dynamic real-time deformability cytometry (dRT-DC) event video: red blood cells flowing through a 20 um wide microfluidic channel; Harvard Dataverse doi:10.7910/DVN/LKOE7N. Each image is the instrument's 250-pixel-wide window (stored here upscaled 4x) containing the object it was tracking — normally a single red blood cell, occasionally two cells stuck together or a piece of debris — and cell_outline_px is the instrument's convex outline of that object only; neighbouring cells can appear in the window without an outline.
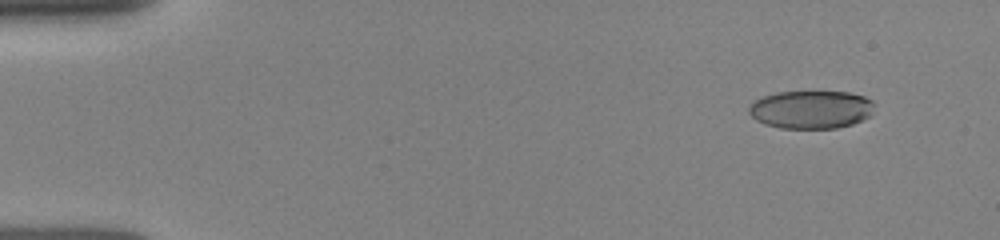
{"species": "human", "species_latin": "Homo sapiens", "temperature_condition": "room temperature", "stored_images_in_passage": 31, "camera_frame_rate_fps": 3000, "um_per_image_px": 0.085, "donor": {"sex": "female"}, "frame": {"image": 1, "passage_image": 8, "time_ms": 1.333, "image_size_px": [1000, 240], "cell_outline_px": [[876, 104], [868, 116], [852, 124], [836, 128], [780, 128], [764, 124], [756, 120], [748, 112], [748, 104], [764, 96], [776, 92], [848, 92], [864, 96], [872, 100]], "centroid_in_image_um": [68.92, 9.31], "position_along_channel_um": 16.1, "area_um2": 27.86}}
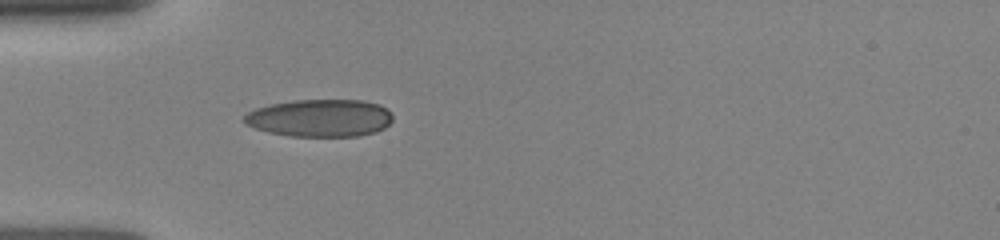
{"frame": {"image": 2, "passage_image": 29, "time_ms": 5.0, "image_size_px": [1000, 240], "cell_outline_px": [[392, 120], [384, 128], [376, 132], [356, 136], [288, 136], [268, 132], [256, 128], [240, 120], [248, 112], [256, 108], [272, 104], [292, 100], [364, 100], [380, 104], [388, 108], [392, 112]], "centroid_in_image_um": [27.23, 10.02], "position_along_channel_um": 57.8, "area_um2": 32.66}}